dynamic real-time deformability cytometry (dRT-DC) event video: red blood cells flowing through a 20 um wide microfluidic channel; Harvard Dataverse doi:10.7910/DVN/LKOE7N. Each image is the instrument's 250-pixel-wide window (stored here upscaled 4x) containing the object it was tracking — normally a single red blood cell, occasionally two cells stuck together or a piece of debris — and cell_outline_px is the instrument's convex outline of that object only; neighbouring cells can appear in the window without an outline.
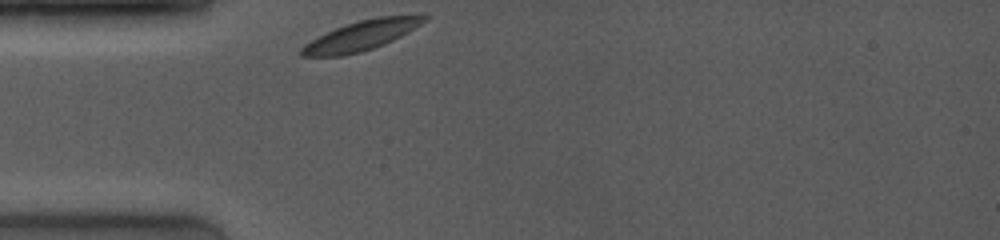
{"species": "common noctule bat (a hibernating species)", "species_latin": "Nyctalus noctula", "temperature_condition": "room temperature", "stored_images_in_passage": 29, "camera_frame_rate_fps": 4000, "um_per_image_px": 0.085, "animal": {"sex": "female", "body_mass_g": 19.0, "forearm_length_mm": 53.3}, "frame": {"image": 1, "passage_image": 1, "time_ms": 0.0, "image_size_px": [1000, 240], "cell_outline_px": [[432, 16], [428, 20], [408, 32], [384, 44], [360, 52], [344, 56], [300, 56], [300, 48], [304, 44], [336, 28], [360, 20], [376, 16], [420, 12], [424, 12]], "centroid_in_image_um": [30.87, 2.96], "position_along_channel_um": 54.1, "area_um2": 21.73}}
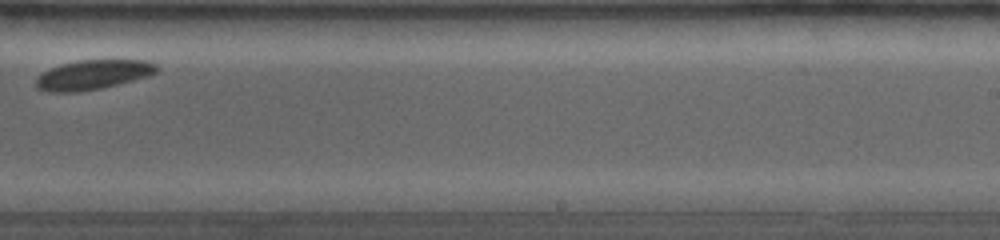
{"frame": {"image": 2, "passage_image": 19, "time_ms": 6.25, "image_size_px": [1000, 240], "cell_outline_px": [[160, 68], [156, 72], [148, 76], [120, 84], [80, 92], [48, 92], [36, 88], [36, 76], [48, 68], [60, 64], [76, 60], [144, 60], [156, 64]], "centroid_in_image_um": [7.86, 6.35], "position_along_channel_um": 281.1, "area_um2": 21.1}}
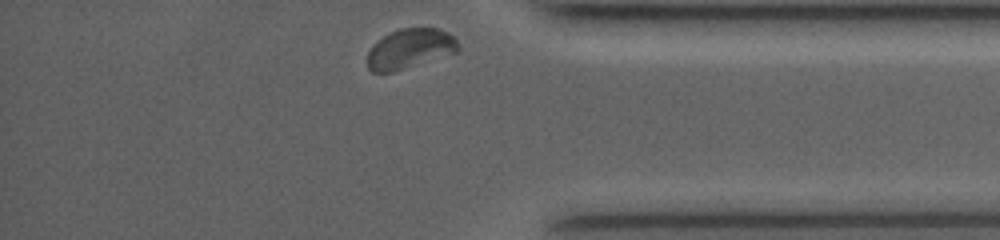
{"frame": {"image": 3, "passage_image": 29, "time_ms": 9.5, "image_size_px": [1000, 240], "cell_outline_px": [[460, 48], [456, 52], [392, 72], [372, 72], [368, 68], [368, 52], [372, 44], [384, 36], [400, 28], [436, 28], [448, 32], [460, 44]], "centroid_in_image_um": [34.84, 4.13], "position_along_channel_um": 400.4, "area_um2": 20.81}}